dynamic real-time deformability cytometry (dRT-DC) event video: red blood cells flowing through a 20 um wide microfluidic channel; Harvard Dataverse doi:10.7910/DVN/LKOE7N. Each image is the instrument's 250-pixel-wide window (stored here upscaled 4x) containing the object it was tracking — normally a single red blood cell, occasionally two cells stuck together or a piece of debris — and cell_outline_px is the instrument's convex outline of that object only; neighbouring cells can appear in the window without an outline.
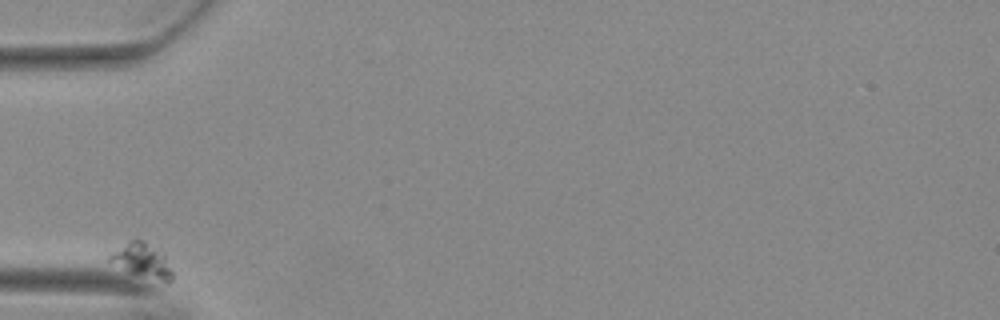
{"species": "Egyptian fruit bat (a non-hibernating species)", "species_latin": "Rousettus aegyptiacus", "temperature_condition": "warm", "stored_images_in_passage": 37, "camera_frame_rate_fps": 3000, "um_per_image_px": 0.085, "animal": {"sex": "female"}, "frame": {"image": 1, "passage_image": 1, "time_ms": 0.0, "image_size_px": [1000, 320], "cell_outline_px": [[172, 280], [164, 280], [128, 272], [108, 260], [108, 256], [112, 252], [132, 240], [144, 240], [160, 248], [164, 252], [172, 272]], "centroid_in_image_um": [12.1, 22.09], "position_along_channel_um": 72.9, "area_um2": 12.14}}
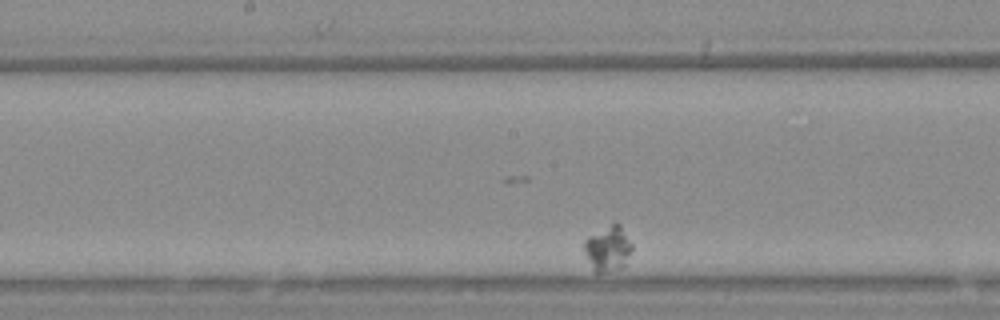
{"frame": {"image": 2, "passage_image": 18, "time_ms": 5.667, "image_size_px": [1000, 320], "cell_outline_px": [[632, 248], [624, 264], [620, 268], [604, 272], [592, 272], [584, 252], [584, 240], [588, 236], [612, 224], [620, 224], [632, 244]], "centroid_in_image_um": [51.63, 21.15], "position_along_channel_um": 196.6, "area_um2": 12.43}}
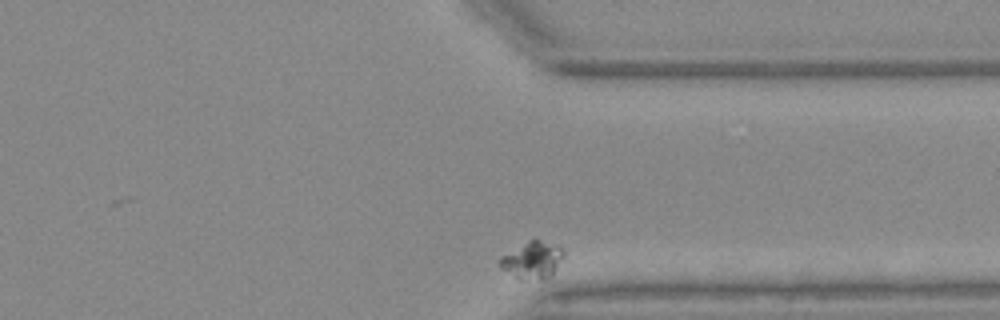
{"frame": {"image": 3, "passage_image": 37, "time_ms": 12.0, "image_size_px": [1000, 320], "cell_outline_px": [[564, 256], [552, 276], [544, 280], [520, 280], [500, 268], [500, 256], [528, 240], [536, 240], [560, 248], [564, 252]], "centroid_in_image_um": [45.22, 22.16], "position_along_channel_um": 366.2, "area_um2": 13.7}}